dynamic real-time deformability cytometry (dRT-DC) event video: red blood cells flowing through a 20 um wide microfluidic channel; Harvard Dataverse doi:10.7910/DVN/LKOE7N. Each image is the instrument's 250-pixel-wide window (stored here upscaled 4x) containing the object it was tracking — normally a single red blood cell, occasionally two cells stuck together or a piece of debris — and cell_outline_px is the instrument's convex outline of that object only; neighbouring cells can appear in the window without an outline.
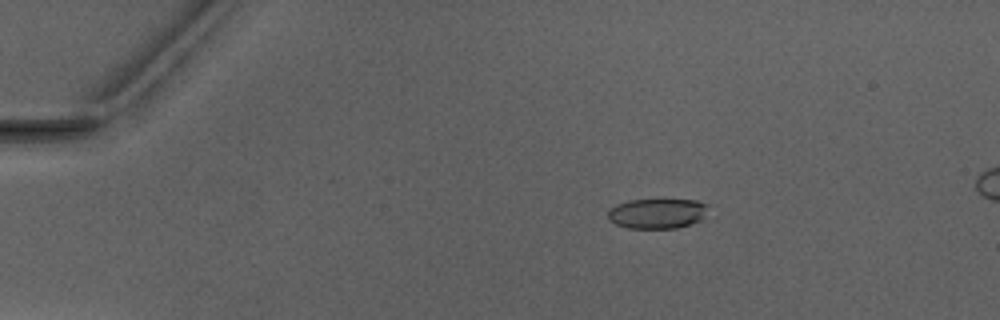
{"species": "Egyptian fruit bat (a non-hibernating species)", "species_latin": "Rousettus aegyptiacus", "temperature_condition": "warm", "stored_images_in_passage": 4, "camera_frame_rate_fps": 3000, "um_per_image_px": 0.085, "animal": {"sex": "male"}, "frame": {"image": 1, "passage_image": 1, "time_ms": 0.0, "image_size_px": [1000, 320], "cell_outline_px": [[708, 204], [700, 220], [692, 224], [676, 228], [628, 228], [616, 224], [608, 220], [608, 212], [616, 204], [628, 200], [696, 200]], "centroid_in_image_um": [55.83, 18.15], "position_along_channel_um": 29.2, "area_um2": 17.4}}